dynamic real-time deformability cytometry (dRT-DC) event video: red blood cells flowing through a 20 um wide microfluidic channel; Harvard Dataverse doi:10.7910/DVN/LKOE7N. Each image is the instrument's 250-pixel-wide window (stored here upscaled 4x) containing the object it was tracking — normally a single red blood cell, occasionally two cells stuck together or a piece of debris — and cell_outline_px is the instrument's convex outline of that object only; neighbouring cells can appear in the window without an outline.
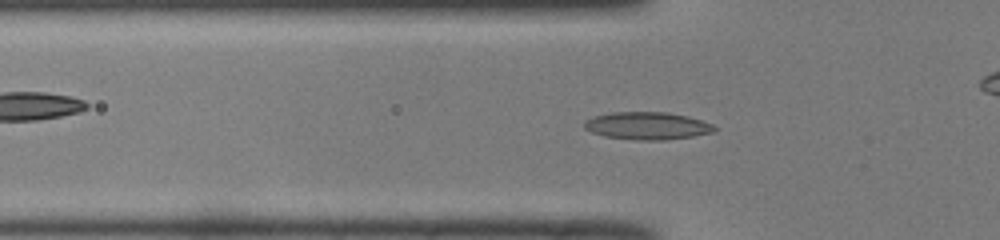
{"species": "common noctule bat (a hibernating species)", "species_latin": "Nyctalus noctula", "temperature_condition": "room temperature", "stored_images_in_passage": 18, "camera_frame_rate_fps": 3000, "um_per_image_px": 0.085, "animal": {"sex": "male", "body_mass_g": 19.0, "forearm_length_mm": 50.8}, "frame": {"image": 1, "passage_image": 2, "time_ms": 0.333, "image_size_px": [1000, 240], "cell_outline_px": [[716, 128], [712, 132], [692, 136], [664, 140], [636, 140], [604, 136], [592, 132], [584, 128], [584, 120], [592, 116], [612, 112], [668, 112], [688, 116], [712, 124]], "centroid_in_image_um": [54.97, 10.68], "position_along_channel_um": 70.8, "area_um2": 20.87}}
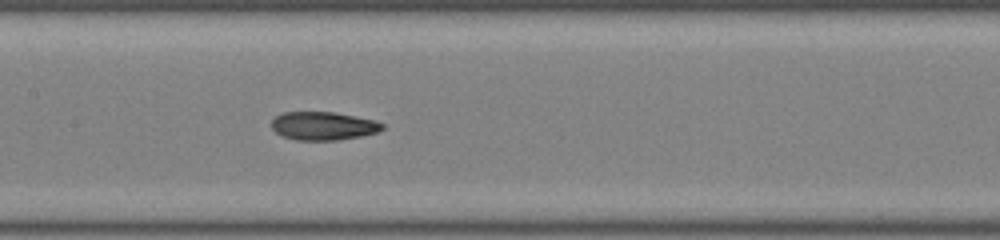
{"frame": {"image": 2, "passage_image": 10, "time_ms": 3.0, "image_size_px": [1000, 240], "cell_outline_px": [[384, 128], [376, 132], [360, 136], [336, 140], [296, 140], [284, 136], [276, 132], [272, 128], [272, 120], [276, 116], [284, 112], [332, 112], [372, 120], [384, 124]], "centroid_in_image_um": [27.45, 10.7], "position_along_channel_um": 180.0, "area_um2": 17.92}}
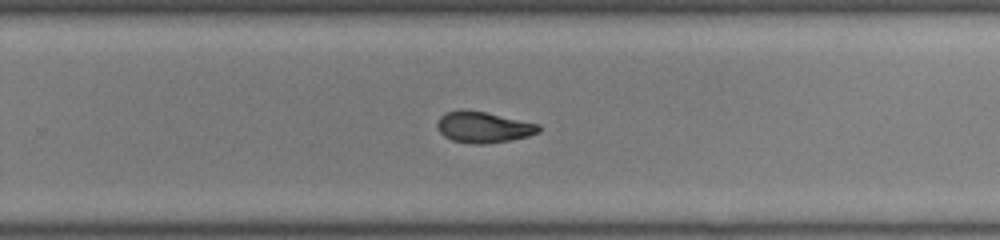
{"frame": {"image": 3, "passage_image": 18, "time_ms": 5.667, "image_size_px": [1000, 240], "cell_outline_px": [[540, 132], [528, 136], [508, 140], [484, 144], [472, 144], [452, 140], [444, 136], [440, 132], [436, 124], [440, 116], [444, 112], [460, 108], [484, 112], [540, 124]], "centroid_in_image_um": [41.05, 10.79], "position_along_channel_um": 288.8, "area_um2": 18.44}}